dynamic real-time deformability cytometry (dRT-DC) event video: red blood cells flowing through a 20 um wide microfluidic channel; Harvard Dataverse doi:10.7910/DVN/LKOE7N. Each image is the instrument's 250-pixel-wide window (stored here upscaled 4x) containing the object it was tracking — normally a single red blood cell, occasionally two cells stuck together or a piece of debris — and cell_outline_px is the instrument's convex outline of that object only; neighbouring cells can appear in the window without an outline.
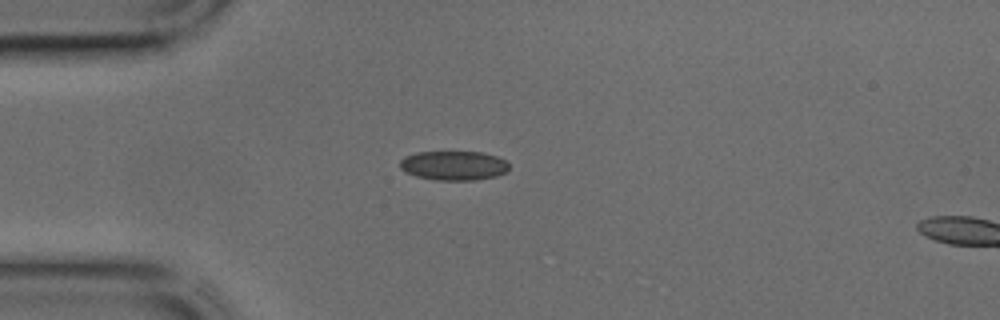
{"species": "common noctule bat (a hibernating species)", "species_latin": "Nyctalus noctula", "temperature_condition": "cold", "stored_images_in_passage": 3, "camera_frame_rate_fps": 3000, "um_per_image_px": 0.085, "animal": {"sex": "male", "body_mass_g": 17.9, "forearm_length_mm": 54.2}, "frame": {"image": 1, "passage_image": 1, "time_ms": 0.0, "image_size_px": [1000, 320], "cell_outline_px": [[508, 168], [504, 172], [496, 176], [476, 180], [436, 180], [416, 176], [404, 172], [400, 168], [400, 160], [404, 156], [416, 152], [480, 152], [496, 156], [508, 160]], "centroid_in_image_um": [38.54, 14.07], "position_along_channel_um": 46.5, "area_um2": 18.73}}